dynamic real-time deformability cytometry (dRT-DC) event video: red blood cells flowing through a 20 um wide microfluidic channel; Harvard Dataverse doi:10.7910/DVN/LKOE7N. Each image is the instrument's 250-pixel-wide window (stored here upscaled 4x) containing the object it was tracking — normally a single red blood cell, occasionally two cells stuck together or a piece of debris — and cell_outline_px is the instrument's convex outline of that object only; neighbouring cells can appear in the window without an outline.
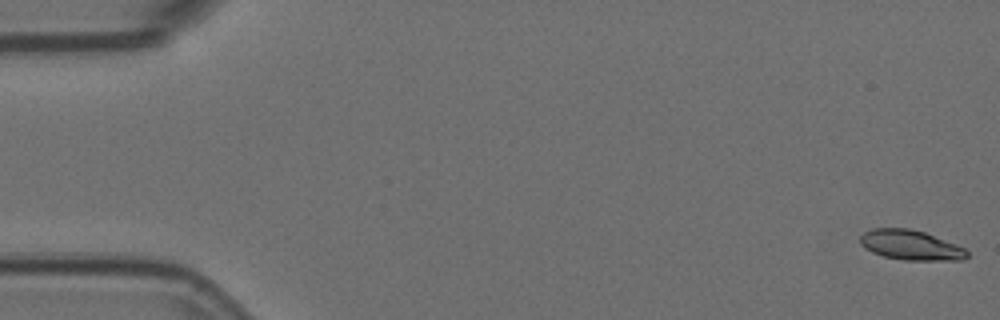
{"species": "Egyptian fruit bat (a non-hibernating species)", "species_latin": "Rousettus aegyptiacus", "temperature_condition": "room temperature", "stored_images_in_passage": 58, "camera_frame_rate_fps": 3000, "um_per_image_px": 0.085, "animal": {"sex": "female"}, "frame": {"image": 1, "passage_image": 1, "time_ms": 0.0, "image_size_px": [1000, 320], "cell_outline_px": [[968, 256], [964, 260], [904, 260], [884, 256], [872, 252], [864, 248], [860, 244], [860, 236], [864, 232], [872, 228], [908, 228], [924, 232], [956, 244], [964, 248], [968, 252]], "centroid_in_image_um": [77.4, 20.83], "position_along_channel_um": 7.6, "area_um2": 18.61}}
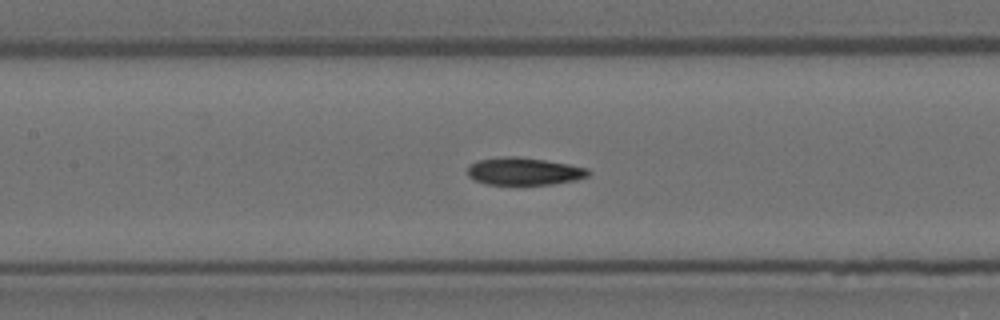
{"frame": {"image": 2, "passage_image": 26, "time_ms": 8.333, "image_size_px": [1000, 320], "cell_outline_px": [[592, 172], [588, 176], [576, 180], [552, 184], [488, 184], [476, 180], [468, 176], [468, 168], [476, 160], [500, 156], [516, 156], [544, 160], [568, 164], [588, 168]], "centroid_in_image_um": [44.56, 14.55], "position_along_channel_um": 162.8, "area_um2": 19.31}}
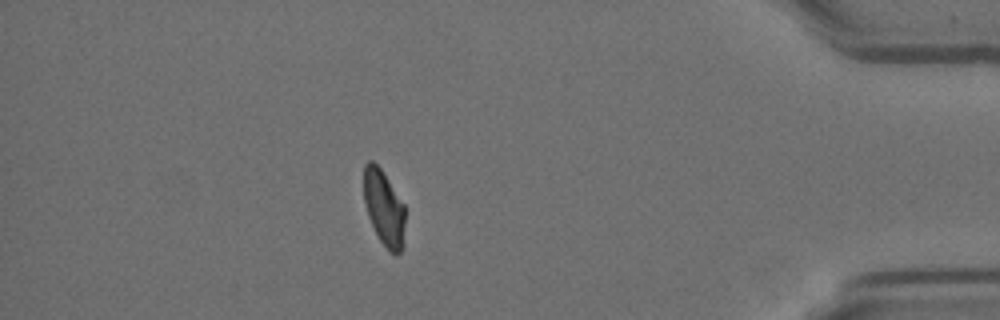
{"frame": {"image": 3, "passage_image": 50, "time_ms": 16.333, "image_size_px": [1000, 320], "cell_outline_px": [[404, 244], [400, 252], [392, 252], [380, 240], [368, 216], [364, 200], [364, 164], [368, 160], [372, 160], [380, 168], [404, 204]], "centroid_in_image_um": [32.63, 17.64], "position_along_channel_um": 402.6, "area_um2": 17.8}, "authors_computed_cell_mechanics": {"area_um2": 19.1607, "velocity_mm_per_s": 3.5675, "shape_relaxation_time_tau1_ms": null, "shape_relaxation_time_tau2_ms": 3.2812, "deformation_change_tau1": null, "deformation_change_tau2": 0.079}}